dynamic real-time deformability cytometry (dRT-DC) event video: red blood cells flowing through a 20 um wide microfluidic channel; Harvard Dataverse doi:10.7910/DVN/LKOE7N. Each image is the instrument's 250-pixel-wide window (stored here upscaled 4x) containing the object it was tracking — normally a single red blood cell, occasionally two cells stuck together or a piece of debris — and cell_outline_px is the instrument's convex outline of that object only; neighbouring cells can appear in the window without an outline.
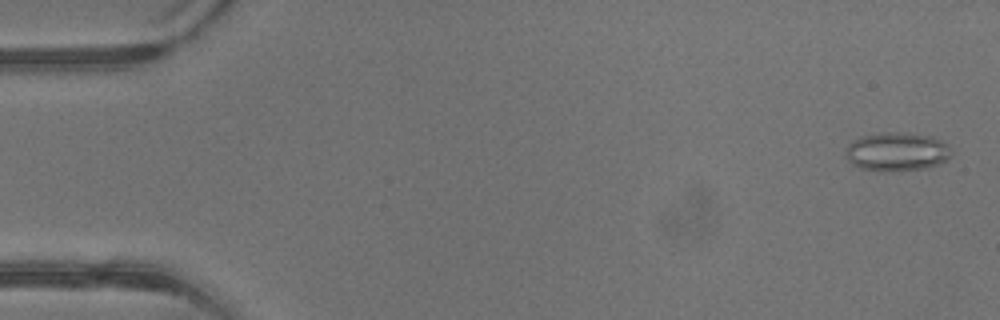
{"species": "common noctule bat (a hibernating species)", "species_latin": "Nyctalus noctula", "temperature_condition": "warm", "stored_images_in_passage": 42, "camera_frame_rate_fps": 3000, "um_per_image_px": 0.085, "animal": {"sex": "male", "body_mass_g": 13.3}, "frame": {"image": 1, "passage_image": 2, "time_ms": 0.333, "image_size_px": [1000, 320], "cell_outline_px": [[952, 156], [948, 160], [940, 164], [924, 168], [892, 172], [860, 168], [852, 164], [848, 160], [848, 144], [852, 140], [860, 136], [884, 132], [904, 132], [932, 136], [948, 144], [952, 152]], "centroid_in_image_um": [76.28, 12.89], "position_along_channel_um": 8.7, "area_um2": 24.04}}
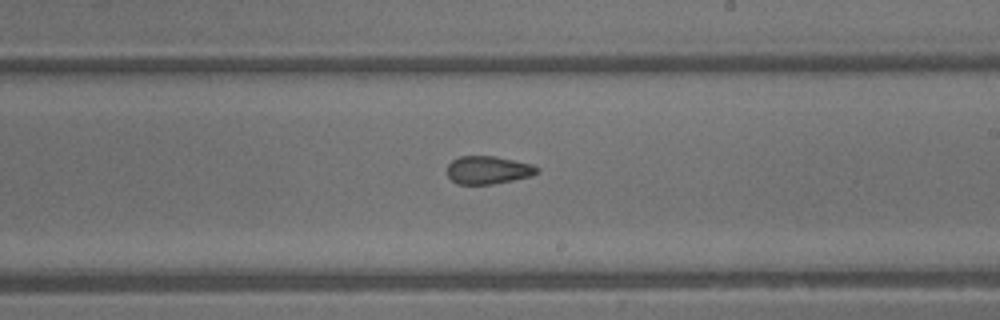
{"frame": {"image": 2, "passage_image": 25, "time_ms": 8.0, "image_size_px": [1000, 320], "cell_outline_px": [[540, 172], [532, 176], [492, 184], [456, 184], [448, 176], [448, 164], [452, 160], [460, 156], [492, 156], [532, 164], [540, 168]], "centroid_in_image_um": [41.5, 14.45], "position_along_channel_um": 247.5, "area_um2": 14.62}}
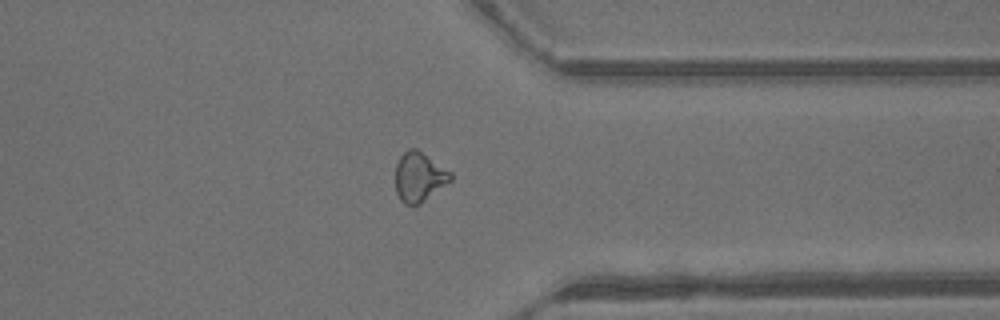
{"frame": {"image": 3, "passage_image": 33, "time_ms": 10.667, "image_size_px": [1000, 320], "cell_outline_px": [[452, 180], [420, 204], [404, 204], [400, 200], [396, 192], [396, 164], [400, 156], [408, 148], [416, 148], [452, 172]], "centroid_in_image_um": [35.63, 15.03], "position_along_channel_um": 375.8, "area_um2": 15.9}, "authors_computed_cell_mechanics": {"area_um2": 16.0106, "velocity_mm_per_s": 4.9802, "shape_relaxation_time_tau1_ms": 5.396, "shape_relaxation_time_tau2_ms": 1.756, "deformation_change_tau1": 0.1318, "deformation_change_tau2": 0.0933}}